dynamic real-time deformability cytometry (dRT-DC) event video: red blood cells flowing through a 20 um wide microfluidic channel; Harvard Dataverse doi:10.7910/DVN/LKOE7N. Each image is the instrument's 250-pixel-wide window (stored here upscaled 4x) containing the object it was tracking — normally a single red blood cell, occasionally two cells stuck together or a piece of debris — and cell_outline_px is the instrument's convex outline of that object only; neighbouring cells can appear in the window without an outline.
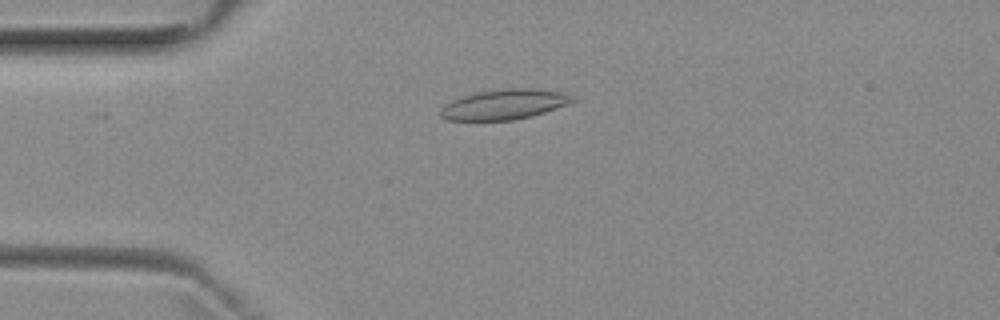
{"species": "common noctule bat (a hibernating species)", "species_latin": "Nyctalus noctula", "temperature_condition": "room temperature", "stored_images_in_passage": 3, "camera_frame_rate_fps": 3000, "um_per_image_px": 0.085, "animal": {"sex": "female", "body_mass_g": 29.2, "forearm_length_mm": 56.3}, "frame": {"image": 1, "passage_image": 3, "time_ms": 2.667, "image_size_px": [1000, 320], "cell_outline_px": [[576, 100], [568, 104], [532, 116], [512, 120], [448, 120], [440, 116], [440, 108], [444, 104], [452, 100], [476, 92], [504, 88], [536, 88], [560, 92], [572, 96]], "centroid_in_image_um": [42.84, 8.87], "position_along_channel_um": 42.2, "area_um2": 23.12}}